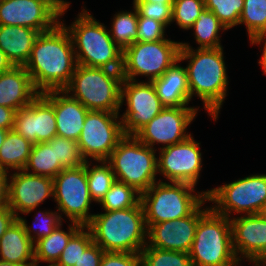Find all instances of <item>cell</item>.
Returning <instances> with one entry per match:
<instances>
[{"instance_id": "6da1fadb", "label": "cell", "mask_w": 266, "mask_h": 266, "mask_svg": "<svg viewBox=\"0 0 266 266\" xmlns=\"http://www.w3.org/2000/svg\"><path fill=\"white\" fill-rule=\"evenodd\" d=\"M77 66L71 37L59 22L52 30L35 39L31 56L25 64L34 88L43 93L63 90Z\"/></svg>"}, {"instance_id": "7a4b0ae2", "label": "cell", "mask_w": 266, "mask_h": 266, "mask_svg": "<svg viewBox=\"0 0 266 266\" xmlns=\"http://www.w3.org/2000/svg\"><path fill=\"white\" fill-rule=\"evenodd\" d=\"M180 44L179 61L189 60L185 69L190 98H200L208 115L216 121L229 84L223 47L194 50L189 43Z\"/></svg>"}, {"instance_id": "3957f363", "label": "cell", "mask_w": 266, "mask_h": 266, "mask_svg": "<svg viewBox=\"0 0 266 266\" xmlns=\"http://www.w3.org/2000/svg\"><path fill=\"white\" fill-rule=\"evenodd\" d=\"M93 242L105 252L140 254L147 244V226L141 201L134 207L94 214L86 225Z\"/></svg>"}, {"instance_id": "277c9868", "label": "cell", "mask_w": 266, "mask_h": 266, "mask_svg": "<svg viewBox=\"0 0 266 266\" xmlns=\"http://www.w3.org/2000/svg\"><path fill=\"white\" fill-rule=\"evenodd\" d=\"M60 23L71 37L77 64L122 70L123 50L113 41L109 29L97 21L86 8H82L69 27H66L67 25L61 19Z\"/></svg>"}, {"instance_id": "5b68a950", "label": "cell", "mask_w": 266, "mask_h": 266, "mask_svg": "<svg viewBox=\"0 0 266 266\" xmlns=\"http://www.w3.org/2000/svg\"><path fill=\"white\" fill-rule=\"evenodd\" d=\"M121 71L77 64L70 83L63 90L89 111L120 113Z\"/></svg>"}, {"instance_id": "8992f818", "label": "cell", "mask_w": 266, "mask_h": 266, "mask_svg": "<svg viewBox=\"0 0 266 266\" xmlns=\"http://www.w3.org/2000/svg\"><path fill=\"white\" fill-rule=\"evenodd\" d=\"M189 257L193 266H238L230 219L210 207L198 220Z\"/></svg>"}, {"instance_id": "52a82bcc", "label": "cell", "mask_w": 266, "mask_h": 266, "mask_svg": "<svg viewBox=\"0 0 266 266\" xmlns=\"http://www.w3.org/2000/svg\"><path fill=\"white\" fill-rule=\"evenodd\" d=\"M195 186L159 179L141 193L147 228L152 224L189 216L205 199L207 191L194 193Z\"/></svg>"}, {"instance_id": "ba28073f", "label": "cell", "mask_w": 266, "mask_h": 266, "mask_svg": "<svg viewBox=\"0 0 266 266\" xmlns=\"http://www.w3.org/2000/svg\"><path fill=\"white\" fill-rule=\"evenodd\" d=\"M156 151L158 150L143 144L135 136H125L112 151L107 162L117 181L142 193L157 182Z\"/></svg>"}, {"instance_id": "9c48e42d", "label": "cell", "mask_w": 266, "mask_h": 266, "mask_svg": "<svg viewBox=\"0 0 266 266\" xmlns=\"http://www.w3.org/2000/svg\"><path fill=\"white\" fill-rule=\"evenodd\" d=\"M180 43L171 39L133 43L123 51V79L137 81L139 75L151 82L161 77L179 60Z\"/></svg>"}, {"instance_id": "30bf717a", "label": "cell", "mask_w": 266, "mask_h": 266, "mask_svg": "<svg viewBox=\"0 0 266 266\" xmlns=\"http://www.w3.org/2000/svg\"><path fill=\"white\" fill-rule=\"evenodd\" d=\"M206 198L218 214L231 218L233 212L245 215L258 214L266 202V174L238 179L207 191Z\"/></svg>"}, {"instance_id": "8fae6325", "label": "cell", "mask_w": 266, "mask_h": 266, "mask_svg": "<svg viewBox=\"0 0 266 266\" xmlns=\"http://www.w3.org/2000/svg\"><path fill=\"white\" fill-rule=\"evenodd\" d=\"M53 198L62 218L86 226L94 214L89 213L93 202L87 183L86 161L79 167L64 168L53 178Z\"/></svg>"}, {"instance_id": "7c38bea8", "label": "cell", "mask_w": 266, "mask_h": 266, "mask_svg": "<svg viewBox=\"0 0 266 266\" xmlns=\"http://www.w3.org/2000/svg\"><path fill=\"white\" fill-rule=\"evenodd\" d=\"M125 136L119 113L89 111L77 142L85 161H107Z\"/></svg>"}, {"instance_id": "4fadbf2b", "label": "cell", "mask_w": 266, "mask_h": 266, "mask_svg": "<svg viewBox=\"0 0 266 266\" xmlns=\"http://www.w3.org/2000/svg\"><path fill=\"white\" fill-rule=\"evenodd\" d=\"M68 8L55 0H0V25L29 27L44 33L60 22Z\"/></svg>"}, {"instance_id": "5bb4252c", "label": "cell", "mask_w": 266, "mask_h": 266, "mask_svg": "<svg viewBox=\"0 0 266 266\" xmlns=\"http://www.w3.org/2000/svg\"><path fill=\"white\" fill-rule=\"evenodd\" d=\"M120 101L121 107L124 101L127 105L125 112L120 115L126 136H134L164 108L155 87L148 81L123 79Z\"/></svg>"}, {"instance_id": "9a60e30c", "label": "cell", "mask_w": 266, "mask_h": 266, "mask_svg": "<svg viewBox=\"0 0 266 266\" xmlns=\"http://www.w3.org/2000/svg\"><path fill=\"white\" fill-rule=\"evenodd\" d=\"M199 107H164L149 123L134 136L143 144L153 148L155 143H162L161 148L177 144L188 139L186 129L196 118Z\"/></svg>"}, {"instance_id": "2e32d148", "label": "cell", "mask_w": 266, "mask_h": 266, "mask_svg": "<svg viewBox=\"0 0 266 266\" xmlns=\"http://www.w3.org/2000/svg\"><path fill=\"white\" fill-rule=\"evenodd\" d=\"M158 150V173L169 182H184L196 186L203 164L200 143L192 135L183 142Z\"/></svg>"}, {"instance_id": "e0dca14e", "label": "cell", "mask_w": 266, "mask_h": 266, "mask_svg": "<svg viewBox=\"0 0 266 266\" xmlns=\"http://www.w3.org/2000/svg\"><path fill=\"white\" fill-rule=\"evenodd\" d=\"M207 198L187 217L152 224L147 230V245L161 250L189 253L198 220L210 208L202 209Z\"/></svg>"}, {"instance_id": "ac0fdd59", "label": "cell", "mask_w": 266, "mask_h": 266, "mask_svg": "<svg viewBox=\"0 0 266 266\" xmlns=\"http://www.w3.org/2000/svg\"><path fill=\"white\" fill-rule=\"evenodd\" d=\"M9 175L8 207L17 219L19 213L29 214L47 198L53 199V178L31 174L24 169Z\"/></svg>"}, {"instance_id": "d6986e66", "label": "cell", "mask_w": 266, "mask_h": 266, "mask_svg": "<svg viewBox=\"0 0 266 266\" xmlns=\"http://www.w3.org/2000/svg\"><path fill=\"white\" fill-rule=\"evenodd\" d=\"M236 257L253 264H266V221L259 214L230 218ZM240 254V256H239Z\"/></svg>"}, {"instance_id": "ffe728a7", "label": "cell", "mask_w": 266, "mask_h": 266, "mask_svg": "<svg viewBox=\"0 0 266 266\" xmlns=\"http://www.w3.org/2000/svg\"><path fill=\"white\" fill-rule=\"evenodd\" d=\"M13 129L31 144L50 141L57 136L54 107L39 94L16 111Z\"/></svg>"}, {"instance_id": "44dd1931", "label": "cell", "mask_w": 266, "mask_h": 266, "mask_svg": "<svg viewBox=\"0 0 266 266\" xmlns=\"http://www.w3.org/2000/svg\"><path fill=\"white\" fill-rule=\"evenodd\" d=\"M40 94L54 107L57 136L78 141L89 110L64 90Z\"/></svg>"}, {"instance_id": "7402d4cb", "label": "cell", "mask_w": 266, "mask_h": 266, "mask_svg": "<svg viewBox=\"0 0 266 266\" xmlns=\"http://www.w3.org/2000/svg\"><path fill=\"white\" fill-rule=\"evenodd\" d=\"M39 94L24 66H13L0 74V106L18 111L27 107Z\"/></svg>"}, {"instance_id": "603a6c76", "label": "cell", "mask_w": 266, "mask_h": 266, "mask_svg": "<svg viewBox=\"0 0 266 266\" xmlns=\"http://www.w3.org/2000/svg\"><path fill=\"white\" fill-rule=\"evenodd\" d=\"M176 61L165 73L152 84L164 107L188 106L191 101L187 72Z\"/></svg>"}, {"instance_id": "cb8c5ba5", "label": "cell", "mask_w": 266, "mask_h": 266, "mask_svg": "<svg viewBox=\"0 0 266 266\" xmlns=\"http://www.w3.org/2000/svg\"><path fill=\"white\" fill-rule=\"evenodd\" d=\"M0 261L33 266L34 242L26 234L19 219H16L0 238Z\"/></svg>"}, {"instance_id": "d4e9b609", "label": "cell", "mask_w": 266, "mask_h": 266, "mask_svg": "<svg viewBox=\"0 0 266 266\" xmlns=\"http://www.w3.org/2000/svg\"><path fill=\"white\" fill-rule=\"evenodd\" d=\"M39 34L29 27L0 25V49L14 66H25Z\"/></svg>"}, {"instance_id": "484cf974", "label": "cell", "mask_w": 266, "mask_h": 266, "mask_svg": "<svg viewBox=\"0 0 266 266\" xmlns=\"http://www.w3.org/2000/svg\"><path fill=\"white\" fill-rule=\"evenodd\" d=\"M68 232L62 230V223L49 235L40 238L34 243L35 263L47 262L56 264L62 251L67 246L70 238L82 227L81 224L72 222L68 225Z\"/></svg>"}, {"instance_id": "4316f807", "label": "cell", "mask_w": 266, "mask_h": 266, "mask_svg": "<svg viewBox=\"0 0 266 266\" xmlns=\"http://www.w3.org/2000/svg\"><path fill=\"white\" fill-rule=\"evenodd\" d=\"M32 145L14 129L9 130L0 148V169L18 171L27 165Z\"/></svg>"}, {"instance_id": "83f0119b", "label": "cell", "mask_w": 266, "mask_h": 266, "mask_svg": "<svg viewBox=\"0 0 266 266\" xmlns=\"http://www.w3.org/2000/svg\"><path fill=\"white\" fill-rule=\"evenodd\" d=\"M63 169L56 160L55 146H50L48 142L32 145L27 165L24 168L26 172L55 178Z\"/></svg>"}, {"instance_id": "f1b7e54d", "label": "cell", "mask_w": 266, "mask_h": 266, "mask_svg": "<svg viewBox=\"0 0 266 266\" xmlns=\"http://www.w3.org/2000/svg\"><path fill=\"white\" fill-rule=\"evenodd\" d=\"M190 29L194 30L197 49H216L222 47L220 31L227 27L214 15L212 11L203 10Z\"/></svg>"}, {"instance_id": "f546056e", "label": "cell", "mask_w": 266, "mask_h": 266, "mask_svg": "<svg viewBox=\"0 0 266 266\" xmlns=\"http://www.w3.org/2000/svg\"><path fill=\"white\" fill-rule=\"evenodd\" d=\"M133 11L125 10L114 14L112 28L109 30L111 38L123 51L137 42L138 11L134 5Z\"/></svg>"}, {"instance_id": "4dcf8cb0", "label": "cell", "mask_w": 266, "mask_h": 266, "mask_svg": "<svg viewBox=\"0 0 266 266\" xmlns=\"http://www.w3.org/2000/svg\"><path fill=\"white\" fill-rule=\"evenodd\" d=\"M98 163L101 165L90 167L93 163L86 161V174L90 196L95 203L99 204L116 179L107 161H98Z\"/></svg>"}, {"instance_id": "1f68e13d", "label": "cell", "mask_w": 266, "mask_h": 266, "mask_svg": "<svg viewBox=\"0 0 266 266\" xmlns=\"http://www.w3.org/2000/svg\"><path fill=\"white\" fill-rule=\"evenodd\" d=\"M140 201V192L126 183L115 180L99 204L104 211H116L134 207Z\"/></svg>"}, {"instance_id": "d6a6232c", "label": "cell", "mask_w": 266, "mask_h": 266, "mask_svg": "<svg viewBox=\"0 0 266 266\" xmlns=\"http://www.w3.org/2000/svg\"><path fill=\"white\" fill-rule=\"evenodd\" d=\"M239 24H245L249 40L266 35V0H244Z\"/></svg>"}, {"instance_id": "836d02e7", "label": "cell", "mask_w": 266, "mask_h": 266, "mask_svg": "<svg viewBox=\"0 0 266 266\" xmlns=\"http://www.w3.org/2000/svg\"><path fill=\"white\" fill-rule=\"evenodd\" d=\"M141 266H193L189 253L146 246L140 252Z\"/></svg>"}, {"instance_id": "e575fe53", "label": "cell", "mask_w": 266, "mask_h": 266, "mask_svg": "<svg viewBox=\"0 0 266 266\" xmlns=\"http://www.w3.org/2000/svg\"><path fill=\"white\" fill-rule=\"evenodd\" d=\"M93 243L91 231L82 226L68 241L56 266H74L81 254Z\"/></svg>"}, {"instance_id": "d590c367", "label": "cell", "mask_w": 266, "mask_h": 266, "mask_svg": "<svg viewBox=\"0 0 266 266\" xmlns=\"http://www.w3.org/2000/svg\"><path fill=\"white\" fill-rule=\"evenodd\" d=\"M204 3L205 9L212 11L228 30L239 25L244 0H204Z\"/></svg>"}, {"instance_id": "8d00e7d4", "label": "cell", "mask_w": 266, "mask_h": 266, "mask_svg": "<svg viewBox=\"0 0 266 266\" xmlns=\"http://www.w3.org/2000/svg\"><path fill=\"white\" fill-rule=\"evenodd\" d=\"M35 217L32 226H28L26 219L23 217L20 216L18 218L22 222L26 234L34 243L40 238L49 236L63 221L60 217L59 211H38L37 216Z\"/></svg>"}, {"instance_id": "74e56055", "label": "cell", "mask_w": 266, "mask_h": 266, "mask_svg": "<svg viewBox=\"0 0 266 266\" xmlns=\"http://www.w3.org/2000/svg\"><path fill=\"white\" fill-rule=\"evenodd\" d=\"M203 10L204 0H173L171 23L176 21L179 28L189 30Z\"/></svg>"}, {"instance_id": "f35d334b", "label": "cell", "mask_w": 266, "mask_h": 266, "mask_svg": "<svg viewBox=\"0 0 266 266\" xmlns=\"http://www.w3.org/2000/svg\"><path fill=\"white\" fill-rule=\"evenodd\" d=\"M48 143L55 146L56 160L63 168H75L85 163L77 141L55 136Z\"/></svg>"}, {"instance_id": "ab89813d", "label": "cell", "mask_w": 266, "mask_h": 266, "mask_svg": "<svg viewBox=\"0 0 266 266\" xmlns=\"http://www.w3.org/2000/svg\"><path fill=\"white\" fill-rule=\"evenodd\" d=\"M166 26L159 21L138 14L137 42H155L164 40Z\"/></svg>"}, {"instance_id": "60d3db41", "label": "cell", "mask_w": 266, "mask_h": 266, "mask_svg": "<svg viewBox=\"0 0 266 266\" xmlns=\"http://www.w3.org/2000/svg\"><path fill=\"white\" fill-rule=\"evenodd\" d=\"M133 5L136 7L140 16L162 22L166 27L171 24L173 4L133 2Z\"/></svg>"}, {"instance_id": "b9f144b4", "label": "cell", "mask_w": 266, "mask_h": 266, "mask_svg": "<svg viewBox=\"0 0 266 266\" xmlns=\"http://www.w3.org/2000/svg\"><path fill=\"white\" fill-rule=\"evenodd\" d=\"M100 266H141L140 254L105 252Z\"/></svg>"}, {"instance_id": "7bdbcfd3", "label": "cell", "mask_w": 266, "mask_h": 266, "mask_svg": "<svg viewBox=\"0 0 266 266\" xmlns=\"http://www.w3.org/2000/svg\"><path fill=\"white\" fill-rule=\"evenodd\" d=\"M104 253L105 251L93 242L83 254H81L74 266H100Z\"/></svg>"}, {"instance_id": "ee69618b", "label": "cell", "mask_w": 266, "mask_h": 266, "mask_svg": "<svg viewBox=\"0 0 266 266\" xmlns=\"http://www.w3.org/2000/svg\"><path fill=\"white\" fill-rule=\"evenodd\" d=\"M16 111L9 107L0 106V128L12 130L14 128Z\"/></svg>"}, {"instance_id": "f6af8a7d", "label": "cell", "mask_w": 266, "mask_h": 266, "mask_svg": "<svg viewBox=\"0 0 266 266\" xmlns=\"http://www.w3.org/2000/svg\"><path fill=\"white\" fill-rule=\"evenodd\" d=\"M16 219L14 212L8 206L0 208V238Z\"/></svg>"}, {"instance_id": "bcb514c9", "label": "cell", "mask_w": 266, "mask_h": 266, "mask_svg": "<svg viewBox=\"0 0 266 266\" xmlns=\"http://www.w3.org/2000/svg\"><path fill=\"white\" fill-rule=\"evenodd\" d=\"M8 174L0 169V208L8 206Z\"/></svg>"}, {"instance_id": "7dc6e473", "label": "cell", "mask_w": 266, "mask_h": 266, "mask_svg": "<svg viewBox=\"0 0 266 266\" xmlns=\"http://www.w3.org/2000/svg\"><path fill=\"white\" fill-rule=\"evenodd\" d=\"M251 44H259L261 47V43L263 44V47L260 49L263 51L262 56L260 60H258V64L262 67L263 74H266V35L258 36L252 40H250Z\"/></svg>"}, {"instance_id": "c3c4849f", "label": "cell", "mask_w": 266, "mask_h": 266, "mask_svg": "<svg viewBox=\"0 0 266 266\" xmlns=\"http://www.w3.org/2000/svg\"><path fill=\"white\" fill-rule=\"evenodd\" d=\"M13 63L7 58L6 54L0 49V74L9 71L13 67Z\"/></svg>"}, {"instance_id": "681fc988", "label": "cell", "mask_w": 266, "mask_h": 266, "mask_svg": "<svg viewBox=\"0 0 266 266\" xmlns=\"http://www.w3.org/2000/svg\"><path fill=\"white\" fill-rule=\"evenodd\" d=\"M133 2H150L158 4H173V0H133Z\"/></svg>"}, {"instance_id": "f907efd6", "label": "cell", "mask_w": 266, "mask_h": 266, "mask_svg": "<svg viewBox=\"0 0 266 266\" xmlns=\"http://www.w3.org/2000/svg\"><path fill=\"white\" fill-rule=\"evenodd\" d=\"M258 214L264 221H266V202L262 205Z\"/></svg>"}, {"instance_id": "816d5d0a", "label": "cell", "mask_w": 266, "mask_h": 266, "mask_svg": "<svg viewBox=\"0 0 266 266\" xmlns=\"http://www.w3.org/2000/svg\"><path fill=\"white\" fill-rule=\"evenodd\" d=\"M8 131L9 130H5V129L0 128V148H1V145L4 143V140H5V137H6Z\"/></svg>"}, {"instance_id": "f5cc1de1", "label": "cell", "mask_w": 266, "mask_h": 266, "mask_svg": "<svg viewBox=\"0 0 266 266\" xmlns=\"http://www.w3.org/2000/svg\"><path fill=\"white\" fill-rule=\"evenodd\" d=\"M62 8L69 7L70 2L66 0H55Z\"/></svg>"}, {"instance_id": "db71d44e", "label": "cell", "mask_w": 266, "mask_h": 266, "mask_svg": "<svg viewBox=\"0 0 266 266\" xmlns=\"http://www.w3.org/2000/svg\"><path fill=\"white\" fill-rule=\"evenodd\" d=\"M0 266H27V265H20L16 263L0 261Z\"/></svg>"}, {"instance_id": "11a10c76", "label": "cell", "mask_w": 266, "mask_h": 266, "mask_svg": "<svg viewBox=\"0 0 266 266\" xmlns=\"http://www.w3.org/2000/svg\"><path fill=\"white\" fill-rule=\"evenodd\" d=\"M33 266H39L38 263H35ZM48 266H56L55 264H49Z\"/></svg>"}, {"instance_id": "9f6ffc18", "label": "cell", "mask_w": 266, "mask_h": 266, "mask_svg": "<svg viewBox=\"0 0 266 266\" xmlns=\"http://www.w3.org/2000/svg\"><path fill=\"white\" fill-rule=\"evenodd\" d=\"M254 265L255 266H266V264H258V263H255Z\"/></svg>"}]
</instances>
